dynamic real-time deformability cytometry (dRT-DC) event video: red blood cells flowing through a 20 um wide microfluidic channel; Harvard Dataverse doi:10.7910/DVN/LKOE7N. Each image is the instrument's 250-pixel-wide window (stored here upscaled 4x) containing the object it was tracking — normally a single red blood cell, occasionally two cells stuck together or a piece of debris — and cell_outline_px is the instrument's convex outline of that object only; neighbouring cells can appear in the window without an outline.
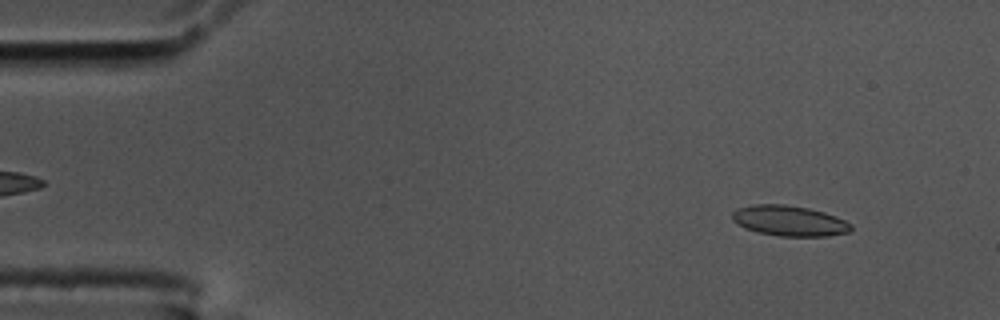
{"species": "common noctule bat (a hibernating species)", "species_latin": "Nyctalus noctula", "temperature_condition": "cold", "stored_images_in_passage": 55, "camera_frame_rate_fps": 3000, "um_per_image_px": 0.085, "animal": {"sex": "male", "body_mass_g": 17.5, "forearm_length_mm": 52.3}, "frame": {"image": 1, "passage_image": 5, "time_ms": 1.333, "image_size_px": [1000, 320], "cell_outline_px": [[852, 228], [848, 232], [828, 236], [780, 236], [760, 232], [744, 228], [732, 220], [732, 212], [736, 208], [752, 204], [784, 204], [808, 208], [824, 212], [836, 216], [852, 224]], "centroid_in_image_um": [67.08, 18.76], "position_along_channel_um": 17.9, "area_um2": 21.1}}
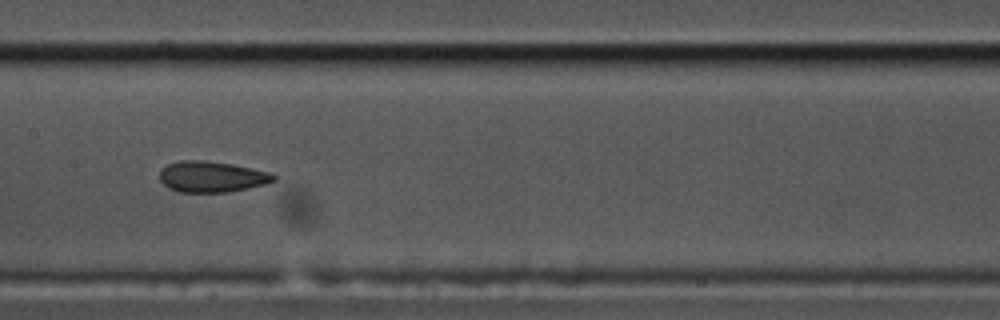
{"frame": {"image": 2, "passage_image": 27, "time_ms": 8.667, "image_size_px": [1000, 320], "cell_outline_px": [[276, 180], [264, 184], [248, 188], [228, 192], [180, 192], [168, 188], [160, 180], [160, 172], [168, 164], [180, 160], [204, 160], [232, 164], [252, 168], [268, 172], [276, 176]], "centroid_in_image_um": [17.99, 15.02], "position_along_channel_um": 189.4, "area_um2": 20.46}}
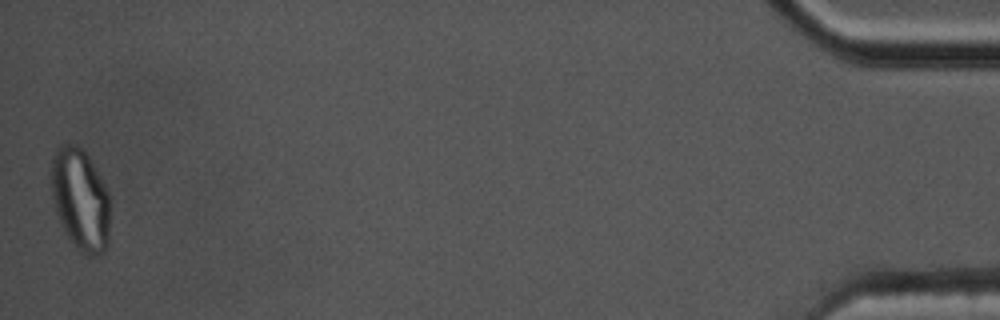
{"frame": {"image": 3, "passage_image": 55, "time_ms": 18.0, "image_size_px": [1000, 320], "cell_outline_px": [[108, 244], [104, 252], [100, 256], [84, 256], [76, 248], [68, 236], [56, 212], [52, 196], [52, 156], [56, 148], [60, 144], [76, 144], [88, 156], [100, 176], [108, 192]], "centroid_in_image_um": [6.83, 16.97], "position_along_channel_um": 428.4, "area_um2": 34.68}, "authors_computed_cell_mechanics": {"area_um2": 20.9814, "velocity_mm_per_s": 3.5658, "shape_relaxation_time_tau1_ms": null, "shape_relaxation_time_tau2_ms": 1.9133, "deformation_change_tau1": null, "deformation_change_tau2": 0.0626}}